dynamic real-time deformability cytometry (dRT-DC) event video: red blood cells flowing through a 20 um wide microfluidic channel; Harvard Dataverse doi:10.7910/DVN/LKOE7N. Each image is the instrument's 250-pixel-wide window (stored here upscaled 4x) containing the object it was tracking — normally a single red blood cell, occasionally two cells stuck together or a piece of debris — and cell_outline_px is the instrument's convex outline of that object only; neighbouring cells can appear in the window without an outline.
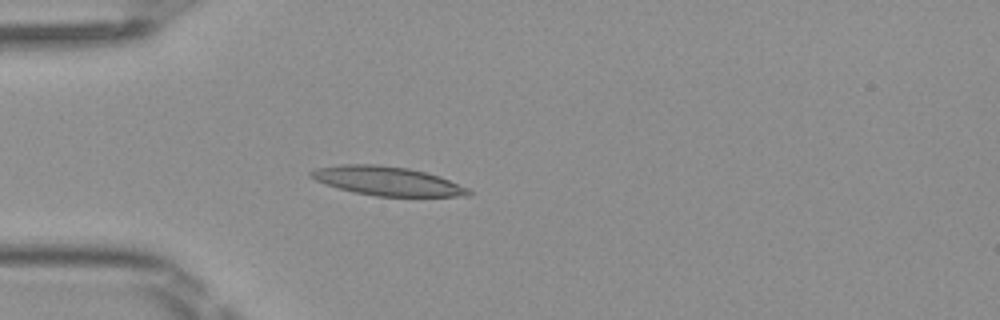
{"species": "Egyptian fruit bat (a non-hibernating species)", "species_latin": "Rousettus aegyptiacus", "temperature_condition": "room temperature", "stored_images_in_passage": 34, "camera_frame_rate_fps": 3000, "um_per_image_px": 0.085, "frame": {"image": 1, "passage_image": 5, "time_ms": 1.333, "image_size_px": [1000, 320], "cell_outline_px": [[472, 196], [376, 196], [352, 192], [316, 180], [308, 176], [308, 172], [316, 168], [340, 164], [376, 164], [408, 168], [440, 176], [468, 188], [472, 192]], "centroid_in_image_um": [32.92, 15.38], "position_along_channel_um": 52.1, "area_um2": 26.53}}
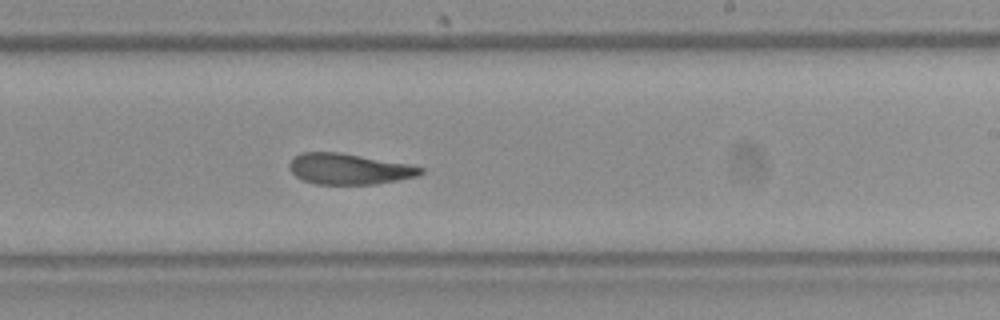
{"frame": {"image": 2, "passage_image": 21, "time_ms": 6.667, "image_size_px": [1000, 320], "cell_outline_px": [[424, 172], [416, 176], [396, 180], [372, 184], [316, 184], [304, 180], [296, 176], [292, 172], [288, 164], [292, 156], [300, 152], [340, 152], [412, 164], [424, 168]], "centroid_in_image_um": [29.65, 14.34], "position_along_channel_um": 259.3, "area_um2": 23.7}}
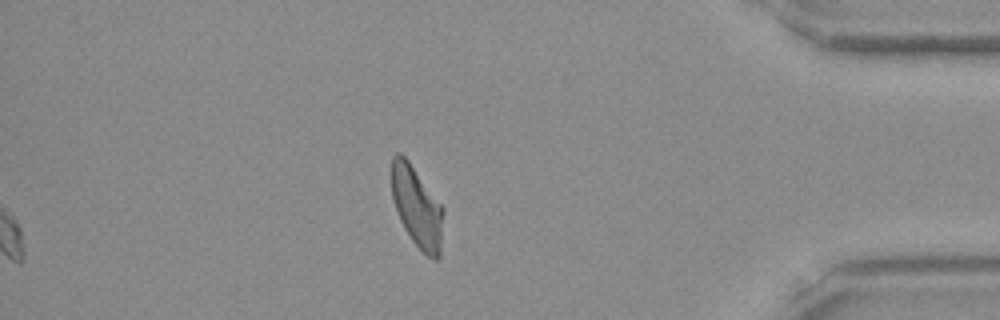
{"frame": {"image": 3, "passage_image": 34, "time_ms": 11.0, "image_size_px": [1000, 320], "cell_outline_px": [[444, 212], [440, 256], [436, 260], [432, 260], [412, 240], [404, 228], [400, 220], [392, 196], [392, 156], [396, 152], [400, 152], [408, 160], [444, 208]], "centroid_in_image_um": [35.46, 17.6], "position_along_channel_um": 399.7, "area_um2": 24.16}, "authors_computed_cell_mechanics": {"area_um2": 24.6517, "velocity_mm_per_s": 4.0815, "shape_relaxation_time_tau1_ms": 5.5982, "shape_relaxation_time_tau2_ms": 3.6983, "deformation_change_tau1": 0.2225, "deformation_change_tau2": 0.1361}}